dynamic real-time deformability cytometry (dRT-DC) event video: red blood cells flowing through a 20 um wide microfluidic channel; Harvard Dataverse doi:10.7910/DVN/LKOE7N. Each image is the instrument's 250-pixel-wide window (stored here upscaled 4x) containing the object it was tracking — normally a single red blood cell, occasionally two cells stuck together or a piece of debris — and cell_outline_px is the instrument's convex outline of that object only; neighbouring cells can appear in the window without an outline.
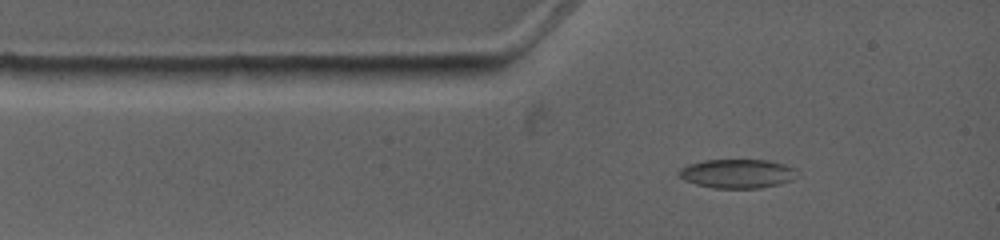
{"species": "common noctule bat (a hibernating species)", "species_latin": "Nyctalus noctula", "temperature_condition": "warm", "stored_images_in_passage": 3, "camera_frame_rate_fps": 4500, "um_per_image_px": 0.085, "animal": {"sex": "female", "body_mass_g": 19.0, "forearm_length_mm": 53.3}, "frame": {"image": 1, "passage_image": 2, "time_ms": 0.667, "image_size_px": [1000, 240], "cell_outline_px": [[800, 176], [792, 180], [780, 184], [760, 188], [712, 188], [696, 184], [684, 180], [676, 172], [680, 168], [688, 164], [704, 160], [768, 160], [784, 164], [796, 168]], "centroid_in_image_um": [62.7, 14.76], "position_along_channel_um": 22.3, "area_um2": 20.29}}